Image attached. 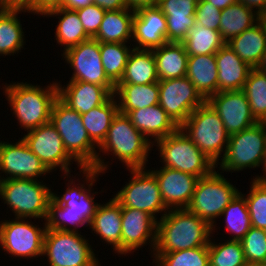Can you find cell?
Instances as JSON below:
<instances>
[{"label":"cell","mask_w":266,"mask_h":266,"mask_svg":"<svg viewBox=\"0 0 266 266\" xmlns=\"http://www.w3.org/2000/svg\"><path fill=\"white\" fill-rule=\"evenodd\" d=\"M258 70L266 73V50L264 54L262 55L260 63L256 67Z\"/></svg>","instance_id":"obj_55"},{"label":"cell","mask_w":266,"mask_h":266,"mask_svg":"<svg viewBox=\"0 0 266 266\" xmlns=\"http://www.w3.org/2000/svg\"><path fill=\"white\" fill-rule=\"evenodd\" d=\"M89 227L106 245H112L114 253L122 255L121 205L114 198L98 206Z\"/></svg>","instance_id":"obj_25"},{"label":"cell","mask_w":266,"mask_h":266,"mask_svg":"<svg viewBox=\"0 0 266 266\" xmlns=\"http://www.w3.org/2000/svg\"><path fill=\"white\" fill-rule=\"evenodd\" d=\"M186 76L205 100L218 93L215 54L188 56Z\"/></svg>","instance_id":"obj_27"},{"label":"cell","mask_w":266,"mask_h":266,"mask_svg":"<svg viewBox=\"0 0 266 266\" xmlns=\"http://www.w3.org/2000/svg\"><path fill=\"white\" fill-rule=\"evenodd\" d=\"M259 21L260 15L255 10L237 1L221 10L219 32L223 41L227 44Z\"/></svg>","instance_id":"obj_32"},{"label":"cell","mask_w":266,"mask_h":266,"mask_svg":"<svg viewBox=\"0 0 266 266\" xmlns=\"http://www.w3.org/2000/svg\"><path fill=\"white\" fill-rule=\"evenodd\" d=\"M118 112V103L113 95L106 103L92 108L85 114H81L84 128L91 141L97 147L106 138L111 123Z\"/></svg>","instance_id":"obj_34"},{"label":"cell","mask_w":266,"mask_h":266,"mask_svg":"<svg viewBox=\"0 0 266 266\" xmlns=\"http://www.w3.org/2000/svg\"><path fill=\"white\" fill-rule=\"evenodd\" d=\"M218 92L242 90L252 67L225 44L215 54Z\"/></svg>","instance_id":"obj_26"},{"label":"cell","mask_w":266,"mask_h":266,"mask_svg":"<svg viewBox=\"0 0 266 266\" xmlns=\"http://www.w3.org/2000/svg\"><path fill=\"white\" fill-rule=\"evenodd\" d=\"M163 167L189 173L198 178L209 175L216 167L179 128L176 132L155 142Z\"/></svg>","instance_id":"obj_8"},{"label":"cell","mask_w":266,"mask_h":266,"mask_svg":"<svg viewBox=\"0 0 266 266\" xmlns=\"http://www.w3.org/2000/svg\"><path fill=\"white\" fill-rule=\"evenodd\" d=\"M58 84V97L71 109L85 114L92 108L106 103L114 94L115 87H104L83 81Z\"/></svg>","instance_id":"obj_22"},{"label":"cell","mask_w":266,"mask_h":266,"mask_svg":"<svg viewBox=\"0 0 266 266\" xmlns=\"http://www.w3.org/2000/svg\"><path fill=\"white\" fill-rule=\"evenodd\" d=\"M127 116L133 126L153 144L180 128L159 104L131 110Z\"/></svg>","instance_id":"obj_24"},{"label":"cell","mask_w":266,"mask_h":266,"mask_svg":"<svg viewBox=\"0 0 266 266\" xmlns=\"http://www.w3.org/2000/svg\"><path fill=\"white\" fill-rule=\"evenodd\" d=\"M127 7L132 10H137L142 7L157 6L159 0H125Z\"/></svg>","instance_id":"obj_50"},{"label":"cell","mask_w":266,"mask_h":266,"mask_svg":"<svg viewBox=\"0 0 266 266\" xmlns=\"http://www.w3.org/2000/svg\"><path fill=\"white\" fill-rule=\"evenodd\" d=\"M135 11L122 9L105 11L99 31L94 39L100 43H127L133 36V19Z\"/></svg>","instance_id":"obj_29"},{"label":"cell","mask_w":266,"mask_h":266,"mask_svg":"<svg viewBox=\"0 0 266 266\" xmlns=\"http://www.w3.org/2000/svg\"><path fill=\"white\" fill-rule=\"evenodd\" d=\"M131 180L114 195L121 207H131L150 214L156 221L157 215L164 216L165 207L156 177L146 168L128 169ZM164 211V212H163Z\"/></svg>","instance_id":"obj_12"},{"label":"cell","mask_w":266,"mask_h":266,"mask_svg":"<svg viewBox=\"0 0 266 266\" xmlns=\"http://www.w3.org/2000/svg\"><path fill=\"white\" fill-rule=\"evenodd\" d=\"M198 0H159L157 7L166 17L167 42L181 43L195 25Z\"/></svg>","instance_id":"obj_23"},{"label":"cell","mask_w":266,"mask_h":266,"mask_svg":"<svg viewBox=\"0 0 266 266\" xmlns=\"http://www.w3.org/2000/svg\"><path fill=\"white\" fill-rule=\"evenodd\" d=\"M206 101L223 121L229 136L258 123L251 113L247 96L242 90L218 92Z\"/></svg>","instance_id":"obj_18"},{"label":"cell","mask_w":266,"mask_h":266,"mask_svg":"<svg viewBox=\"0 0 266 266\" xmlns=\"http://www.w3.org/2000/svg\"><path fill=\"white\" fill-rule=\"evenodd\" d=\"M245 197L251 226L266 229V180L254 179Z\"/></svg>","instance_id":"obj_43"},{"label":"cell","mask_w":266,"mask_h":266,"mask_svg":"<svg viewBox=\"0 0 266 266\" xmlns=\"http://www.w3.org/2000/svg\"><path fill=\"white\" fill-rule=\"evenodd\" d=\"M62 57L73 69L69 81H83L104 87H115L107 77L100 55V42L90 38L63 52Z\"/></svg>","instance_id":"obj_16"},{"label":"cell","mask_w":266,"mask_h":266,"mask_svg":"<svg viewBox=\"0 0 266 266\" xmlns=\"http://www.w3.org/2000/svg\"><path fill=\"white\" fill-rule=\"evenodd\" d=\"M265 150L266 122H258L229 136L225 155L216 167L220 165L219 170L231 173L261 167Z\"/></svg>","instance_id":"obj_11"},{"label":"cell","mask_w":266,"mask_h":266,"mask_svg":"<svg viewBox=\"0 0 266 266\" xmlns=\"http://www.w3.org/2000/svg\"><path fill=\"white\" fill-rule=\"evenodd\" d=\"M151 147L153 143L133 126L129 117L118 112L106 138L97 149L103 155L115 156L127 169H134L146 168Z\"/></svg>","instance_id":"obj_5"},{"label":"cell","mask_w":266,"mask_h":266,"mask_svg":"<svg viewBox=\"0 0 266 266\" xmlns=\"http://www.w3.org/2000/svg\"><path fill=\"white\" fill-rule=\"evenodd\" d=\"M244 5L248 6L260 15L261 13L266 12V0H238Z\"/></svg>","instance_id":"obj_51"},{"label":"cell","mask_w":266,"mask_h":266,"mask_svg":"<svg viewBox=\"0 0 266 266\" xmlns=\"http://www.w3.org/2000/svg\"><path fill=\"white\" fill-rule=\"evenodd\" d=\"M42 182L34 179L0 180V198L15 213V218L46 221L52 191Z\"/></svg>","instance_id":"obj_7"},{"label":"cell","mask_w":266,"mask_h":266,"mask_svg":"<svg viewBox=\"0 0 266 266\" xmlns=\"http://www.w3.org/2000/svg\"><path fill=\"white\" fill-rule=\"evenodd\" d=\"M260 22L263 24L266 31V12L260 14Z\"/></svg>","instance_id":"obj_56"},{"label":"cell","mask_w":266,"mask_h":266,"mask_svg":"<svg viewBox=\"0 0 266 266\" xmlns=\"http://www.w3.org/2000/svg\"><path fill=\"white\" fill-rule=\"evenodd\" d=\"M127 43H100V55L107 77L116 85L122 78L133 50Z\"/></svg>","instance_id":"obj_39"},{"label":"cell","mask_w":266,"mask_h":266,"mask_svg":"<svg viewBox=\"0 0 266 266\" xmlns=\"http://www.w3.org/2000/svg\"><path fill=\"white\" fill-rule=\"evenodd\" d=\"M248 266L266 263V230L251 227L241 240Z\"/></svg>","instance_id":"obj_44"},{"label":"cell","mask_w":266,"mask_h":266,"mask_svg":"<svg viewBox=\"0 0 266 266\" xmlns=\"http://www.w3.org/2000/svg\"><path fill=\"white\" fill-rule=\"evenodd\" d=\"M225 243H215L209 240L210 266H248L241 241L226 240Z\"/></svg>","instance_id":"obj_42"},{"label":"cell","mask_w":266,"mask_h":266,"mask_svg":"<svg viewBox=\"0 0 266 266\" xmlns=\"http://www.w3.org/2000/svg\"><path fill=\"white\" fill-rule=\"evenodd\" d=\"M26 220V221H25ZM27 218H14L0 222V247L7 254L22 258L43 256V241L47 229Z\"/></svg>","instance_id":"obj_13"},{"label":"cell","mask_w":266,"mask_h":266,"mask_svg":"<svg viewBox=\"0 0 266 266\" xmlns=\"http://www.w3.org/2000/svg\"><path fill=\"white\" fill-rule=\"evenodd\" d=\"M113 95L119 112L127 115L131 110L159 104V85L158 82L144 85L116 84Z\"/></svg>","instance_id":"obj_28"},{"label":"cell","mask_w":266,"mask_h":266,"mask_svg":"<svg viewBox=\"0 0 266 266\" xmlns=\"http://www.w3.org/2000/svg\"><path fill=\"white\" fill-rule=\"evenodd\" d=\"M54 15L56 17L59 16L55 32V40L59 45L64 46L63 52L83 41L90 39L75 10L57 8L49 11L45 16L52 17Z\"/></svg>","instance_id":"obj_35"},{"label":"cell","mask_w":266,"mask_h":266,"mask_svg":"<svg viewBox=\"0 0 266 266\" xmlns=\"http://www.w3.org/2000/svg\"><path fill=\"white\" fill-rule=\"evenodd\" d=\"M0 175L4 172L7 179H34L38 180L42 175L50 174V170L44 163L28 148L21 138L15 143L0 141Z\"/></svg>","instance_id":"obj_17"},{"label":"cell","mask_w":266,"mask_h":266,"mask_svg":"<svg viewBox=\"0 0 266 266\" xmlns=\"http://www.w3.org/2000/svg\"><path fill=\"white\" fill-rule=\"evenodd\" d=\"M132 39L135 49L152 50L167 43L166 17L157 6L135 10Z\"/></svg>","instance_id":"obj_21"},{"label":"cell","mask_w":266,"mask_h":266,"mask_svg":"<svg viewBox=\"0 0 266 266\" xmlns=\"http://www.w3.org/2000/svg\"><path fill=\"white\" fill-rule=\"evenodd\" d=\"M227 45L241 60L256 68L266 50V31L263 24L259 21L237 35Z\"/></svg>","instance_id":"obj_31"},{"label":"cell","mask_w":266,"mask_h":266,"mask_svg":"<svg viewBox=\"0 0 266 266\" xmlns=\"http://www.w3.org/2000/svg\"><path fill=\"white\" fill-rule=\"evenodd\" d=\"M180 128L216 165L224 157L229 135L223 121L207 101L196 108Z\"/></svg>","instance_id":"obj_6"},{"label":"cell","mask_w":266,"mask_h":266,"mask_svg":"<svg viewBox=\"0 0 266 266\" xmlns=\"http://www.w3.org/2000/svg\"><path fill=\"white\" fill-rule=\"evenodd\" d=\"M212 227L187 209H169L157 221L153 254L198 248L209 245Z\"/></svg>","instance_id":"obj_2"},{"label":"cell","mask_w":266,"mask_h":266,"mask_svg":"<svg viewBox=\"0 0 266 266\" xmlns=\"http://www.w3.org/2000/svg\"><path fill=\"white\" fill-rule=\"evenodd\" d=\"M122 255L130 254L150 243L151 254L156 245L157 221L147 212L121 207Z\"/></svg>","instance_id":"obj_19"},{"label":"cell","mask_w":266,"mask_h":266,"mask_svg":"<svg viewBox=\"0 0 266 266\" xmlns=\"http://www.w3.org/2000/svg\"><path fill=\"white\" fill-rule=\"evenodd\" d=\"M50 122L61 136L65 150L77 162L79 170L95 168L102 174L108 170L110 164L101 159V153L95 150L98 147L88 136L81 114L71 109L59 97L53 103Z\"/></svg>","instance_id":"obj_3"},{"label":"cell","mask_w":266,"mask_h":266,"mask_svg":"<svg viewBox=\"0 0 266 266\" xmlns=\"http://www.w3.org/2000/svg\"><path fill=\"white\" fill-rule=\"evenodd\" d=\"M221 10L205 0H198L195 20L198 24L219 31Z\"/></svg>","instance_id":"obj_46"},{"label":"cell","mask_w":266,"mask_h":266,"mask_svg":"<svg viewBox=\"0 0 266 266\" xmlns=\"http://www.w3.org/2000/svg\"><path fill=\"white\" fill-rule=\"evenodd\" d=\"M158 85L159 105L179 127L206 101L187 76L160 80Z\"/></svg>","instance_id":"obj_15"},{"label":"cell","mask_w":266,"mask_h":266,"mask_svg":"<svg viewBox=\"0 0 266 266\" xmlns=\"http://www.w3.org/2000/svg\"><path fill=\"white\" fill-rule=\"evenodd\" d=\"M92 3L99 6L104 11H115L128 8L125 0H92Z\"/></svg>","instance_id":"obj_49"},{"label":"cell","mask_w":266,"mask_h":266,"mask_svg":"<svg viewBox=\"0 0 266 266\" xmlns=\"http://www.w3.org/2000/svg\"><path fill=\"white\" fill-rule=\"evenodd\" d=\"M152 51L159 81L186 76L188 54L182 43L167 42Z\"/></svg>","instance_id":"obj_30"},{"label":"cell","mask_w":266,"mask_h":266,"mask_svg":"<svg viewBox=\"0 0 266 266\" xmlns=\"http://www.w3.org/2000/svg\"><path fill=\"white\" fill-rule=\"evenodd\" d=\"M226 179L216 169L209 175L200 177L186 208L205 220L212 227V234L215 233V219L221 217L223 210L239 193L236 186Z\"/></svg>","instance_id":"obj_9"},{"label":"cell","mask_w":266,"mask_h":266,"mask_svg":"<svg viewBox=\"0 0 266 266\" xmlns=\"http://www.w3.org/2000/svg\"><path fill=\"white\" fill-rule=\"evenodd\" d=\"M2 9H20L35 15V0H0Z\"/></svg>","instance_id":"obj_47"},{"label":"cell","mask_w":266,"mask_h":266,"mask_svg":"<svg viewBox=\"0 0 266 266\" xmlns=\"http://www.w3.org/2000/svg\"><path fill=\"white\" fill-rule=\"evenodd\" d=\"M181 43L188 56L216 54L226 44L218 30L206 28L197 22Z\"/></svg>","instance_id":"obj_37"},{"label":"cell","mask_w":266,"mask_h":266,"mask_svg":"<svg viewBox=\"0 0 266 266\" xmlns=\"http://www.w3.org/2000/svg\"><path fill=\"white\" fill-rule=\"evenodd\" d=\"M153 82H159L153 51L133 48L124 74L117 84L144 85Z\"/></svg>","instance_id":"obj_33"},{"label":"cell","mask_w":266,"mask_h":266,"mask_svg":"<svg viewBox=\"0 0 266 266\" xmlns=\"http://www.w3.org/2000/svg\"><path fill=\"white\" fill-rule=\"evenodd\" d=\"M28 12L20 9L0 8V56L19 53L25 44V36L18 14Z\"/></svg>","instance_id":"obj_36"},{"label":"cell","mask_w":266,"mask_h":266,"mask_svg":"<svg viewBox=\"0 0 266 266\" xmlns=\"http://www.w3.org/2000/svg\"><path fill=\"white\" fill-rule=\"evenodd\" d=\"M92 4V0H64L62 8L68 10H78Z\"/></svg>","instance_id":"obj_52"},{"label":"cell","mask_w":266,"mask_h":266,"mask_svg":"<svg viewBox=\"0 0 266 266\" xmlns=\"http://www.w3.org/2000/svg\"><path fill=\"white\" fill-rule=\"evenodd\" d=\"M81 172L87 183L83 180V184H75V180L70 178L65 193L58 195L52 191L45 221L47 229L79 233V227L90 225L100 205L94 201V195L98 192L92 193L91 190L97 181L96 177L101 174L95 168H81L80 174ZM85 184L88 187H85Z\"/></svg>","instance_id":"obj_1"},{"label":"cell","mask_w":266,"mask_h":266,"mask_svg":"<svg viewBox=\"0 0 266 266\" xmlns=\"http://www.w3.org/2000/svg\"><path fill=\"white\" fill-rule=\"evenodd\" d=\"M261 166L263 167L262 171L263 172V176H255V179H258V180H266V150H265V153H264V157H263V161H262V164Z\"/></svg>","instance_id":"obj_54"},{"label":"cell","mask_w":266,"mask_h":266,"mask_svg":"<svg viewBox=\"0 0 266 266\" xmlns=\"http://www.w3.org/2000/svg\"><path fill=\"white\" fill-rule=\"evenodd\" d=\"M5 84L2 88L11 107L10 110L25 131L28 132L50 122L51 109L58 98L57 82L43 88L28 82Z\"/></svg>","instance_id":"obj_4"},{"label":"cell","mask_w":266,"mask_h":266,"mask_svg":"<svg viewBox=\"0 0 266 266\" xmlns=\"http://www.w3.org/2000/svg\"><path fill=\"white\" fill-rule=\"evenodd\" d=\"M83 25V28L90 38H94L99 31L105 11L96 4L87 5L85 8L75 10Z\"/></svg>","instance_id":"obj_45"},{"label":"cell","mask_w":266,"mask_h":266,"mask_svg":"<svg viewBox=\"0 0 266 266\" xmlns=\"http://www.w3.org/2000/svg\"><path fill=\"white\" fill-rule=\"evenodd\" d=\"M22 139L51 173L60 167L62 173L64 172V178L69 179L71 177L69 176L71 173L70 165L73 164V161L77 162L65 150L62 138L51 122L28 131Z\"/></svg>","instance_id":"obj_14"},{"label":"cell","mask_w":266,"mask_h":266,"mask_svg":"<svg viewBox=\"0 0 266 266\" xmlns=\"http://www.w3.org/2000/svg\"><path fill=\"white\" fill-rule=\"evenodd\" d=\"M242 91L247 96L255 119L258 122H266V73L252 68Z\"/></svg>","instance_id":"obj_40"},{"label":"cell","mask_w":266,"mask_h":266,"mask_svg":"<svg viewBox=\"0 0 266 266\" xmlns=\"http://www.w3.org/2000/svg\"><path fill=\"white\" fill-rule=\"evenodd\" d=\"M63 4L64 0H35V14L45 17L49 11L62 8Z\"/></svg>","instance_id":"obj_48"},{"label":"cell","mask_w":266,"mask_h":266,"mask_svg":"<svg viewBox=\"0 0 266 266\" xmlns=\"http://www.w3.org/2000/svg\"><path fill=\"white\" fill-rule=\"evenodd\" d=\"M152 255L155 266H210L208 245Z\"/></svg>","instance_id":"obj_41"},{"label":"cell","mask_w":266,"mask_h":266,"mask_svg":"<svg viewBox=\"0 0 266 266\" xmlns=\"http://www.w3.org/2000/svg\"><path fill=\"white\" fill-rule=\"evenodd\" d=\"M205 1L209 2L214 7H217L219 10H222L236 3L238 0H205Z\"/></svg>","instance_id":"obj_53"},{"label":"cell","mask_w":266,"mask_h":266,"mask_svg":"<svg viewBox=\"0 0 266 266\" xmlns=\"http://www.w3.org/2000/svg\"><path fill=\"white\" fill-rule=\"evenodd\" d=\"M245 196L240 191L221 213V217H225L226 231L233 234L229 240L241 241L252 227Z\"/></svg>","instance_id":"obj_38"},{"label":"cell","mask_w":266,"mask_h":266,"mask_svg":"<svg viewBox=\"0 0 266 266\" xmlns=\"http://www.w3.org/2000/svg\"><path fill=\"white\" fill-rule=\"evenodd\" d=\"M149 171L156 177L165 207L186 209L198 181V177L167 167Z\"/></svg>","instance_id":"obj_20"},{"label":"cell","mask_w":266,"mask_h":266,"mask_svg":"<svg viewBox=\"0 0 266 266\" xmlns=\"http://www.w3.org/2000/svg\"><path fill=\"white\" fill-rule=\"evenodd\" d=\"M85 238L81 232L46 229L42 255L49 266H101Z\"/></svg>","instance_id":"obj_10"}]
</instances>
